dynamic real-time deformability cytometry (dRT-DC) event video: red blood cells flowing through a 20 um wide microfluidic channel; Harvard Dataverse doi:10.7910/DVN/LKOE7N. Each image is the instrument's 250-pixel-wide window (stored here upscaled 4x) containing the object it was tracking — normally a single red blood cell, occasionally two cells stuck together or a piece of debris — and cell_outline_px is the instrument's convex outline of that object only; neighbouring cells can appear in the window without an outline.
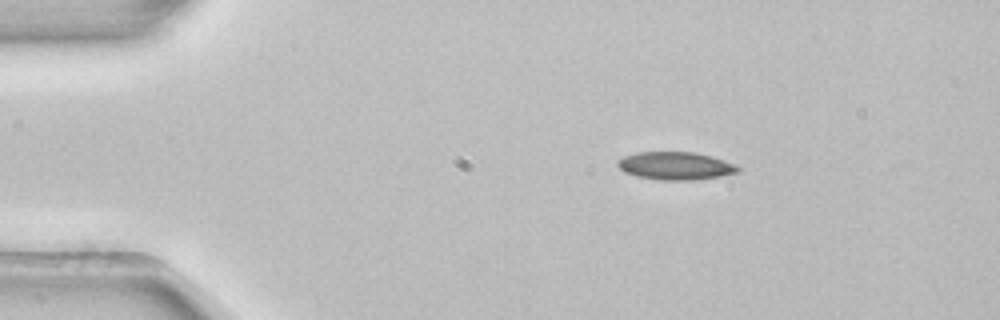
{"species": "common noctule bat (a hibernating species)", "species_latin": "Nyctalus noctula", "temperature_condition": "room temperature", "stored_images_in_passage": 3, "camera_frame_rate_fps": 3000, "um_per_image_px": 0.085, "animal": {"sex": "female", "body_mass_g": 22.7, "forearm_length_mm": 54.2}, "frame": {"image": 1, "passage_image": 1, "time_ms": 0.0, "image_size_px": [1000, 320], "cell_outline_px": [[740, 172], [720, 176], [692, 180], [660, 180], [636, 176], [624, 172], [616, 164], [616, 160], [624, 156], [636, 152], [692, 152], [712, 156], [724, 160], [740, 168]], "centroid_in_image_um": [57.38, 14.09], "position_along_channel_um": 27.6, "area_um2": 19.54}}
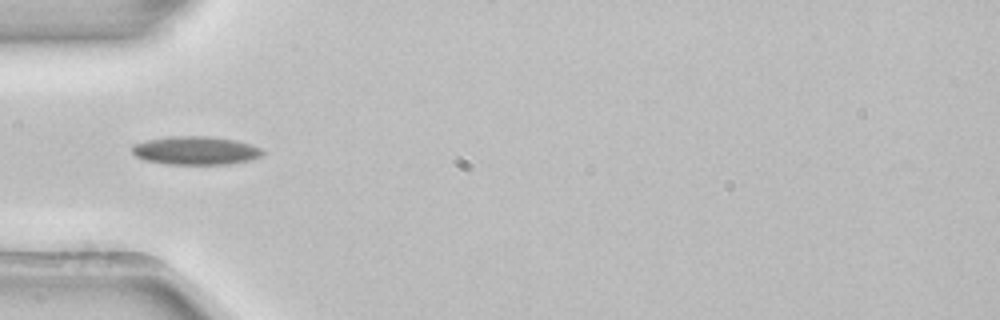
{"frame": {"image": 2, "passage_image": 3, "time_ms": 0.667, "image_size_px": [1000, 320], "cell_outline_px": [[264, 152], [260, 156], [248, 160], [228, 164], [168, 164], [144, 160], [136, 156], [132, 152], [132, 144], [148, 140], [172, 136], [212, 136], [236, 140], [252, 144], [260, 148]], "centroid_in_image_um": [16.62, 12.79], "position_along_channel_um": 68.4, "area_um2": 21.56}}